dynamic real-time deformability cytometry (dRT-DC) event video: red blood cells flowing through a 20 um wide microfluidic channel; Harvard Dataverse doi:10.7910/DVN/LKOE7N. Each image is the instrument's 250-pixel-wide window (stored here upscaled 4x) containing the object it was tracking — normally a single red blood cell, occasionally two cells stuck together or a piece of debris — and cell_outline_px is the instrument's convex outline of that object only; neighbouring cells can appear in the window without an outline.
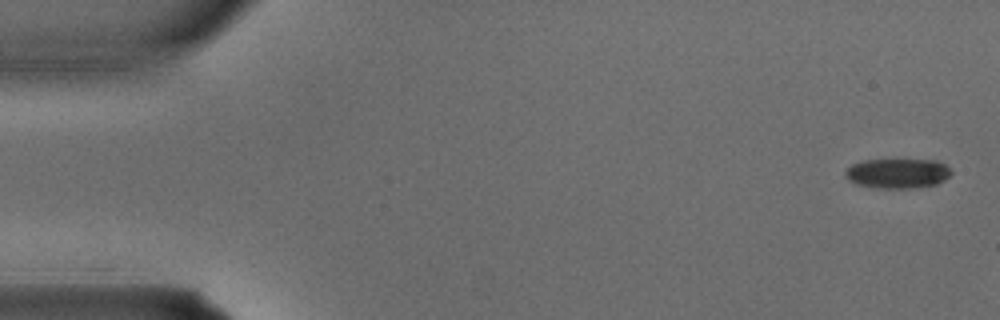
{"species": "common noctule bat (a hibernating species)", "species_latin": "Nyctalus noctula", "temperature_condition": "warm", "stored_images_in_passage": 3, "camera_frame_rate_fps": 3000, "um_per_image_px": 0.085, "animal": {"sex": "male", "body_mass_g": 15.6}, "frame": {"image": 1, "passage_image": 1, "time_ms": 0.0, "image_size_px": [1000, 320], "cell_outline_px": [[952, 172], [944, 180], [936, 184], [916, 188], [876, 188], [856, 184], [848, 180], [844, 176], [844, 172], [852, 164], [864, 160], [936, 160], [944, 164]], "centroid_in_image_um": [76.26, 14.74], "position_along_channel_um": 8.7, "area_um2": 18.38}}